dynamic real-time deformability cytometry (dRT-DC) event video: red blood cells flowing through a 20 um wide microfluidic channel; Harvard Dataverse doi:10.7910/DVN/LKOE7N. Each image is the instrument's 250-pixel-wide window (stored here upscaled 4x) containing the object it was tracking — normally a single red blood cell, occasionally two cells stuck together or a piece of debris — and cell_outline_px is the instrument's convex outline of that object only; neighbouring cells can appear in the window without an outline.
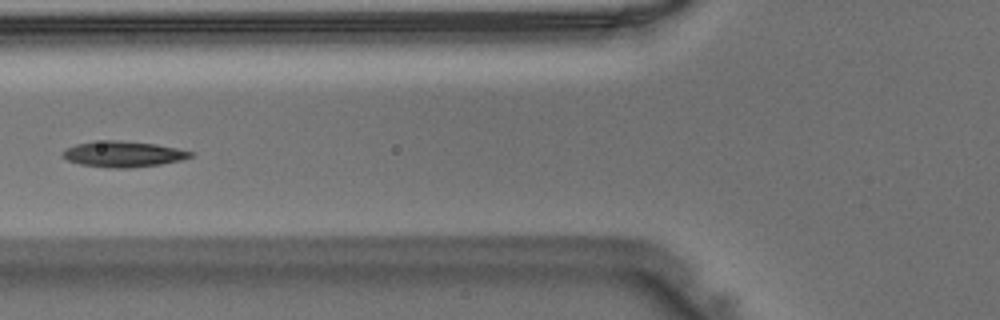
{"species": "Egyptian fruit bat (a non-hibernating species)", "species_latin": "Rousettus aegyptiacus", "temperature_condition": "warm", "stored_images_in_passage": 21, "camera_frame_rate_fps": 3000, "um_per_image_px": 0.085, "animal": {"sex": "male"}, "frame": {"image": 1, "passage_image": 13, "time_ms": 4.0, "image_size_px": [1000, 320], "cell_outline_px": [[184, 156], [168, 160], [144, 164], [100, 164], [80, 160], [96, 144], [140, 144], [164, 148], [180, 152]], "centroid_in_image_um": [10.95, 13.11], "position_along_channel_um": 114.8, "area_um2": 11.44}}